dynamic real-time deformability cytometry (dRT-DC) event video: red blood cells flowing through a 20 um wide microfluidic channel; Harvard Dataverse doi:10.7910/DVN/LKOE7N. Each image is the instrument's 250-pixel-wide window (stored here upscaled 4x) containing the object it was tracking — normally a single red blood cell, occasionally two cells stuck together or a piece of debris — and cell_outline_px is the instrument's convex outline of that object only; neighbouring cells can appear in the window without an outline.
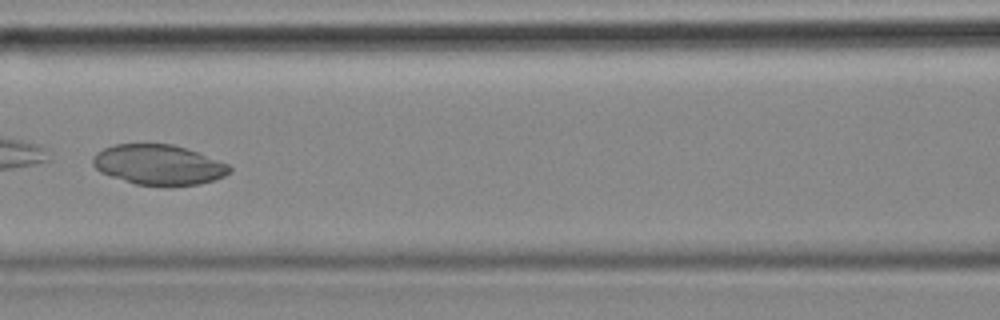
{"species": "common noctule bat (a hibernating species)", "species_latin": "Nyctalus noctula", "temperature_condition": "cold", "stored_images_in_passage": 6, "camera_frame_rate_fps": 3000, "um_per_image_px": 0.085, "animal": {"sex": "female", "body_mass_g": 18.4}, "frame": {"image": 1, "passage_image": 4, "time_ms": 1.0, "image_size_px": [1000, 320], "cell_outline_px": [[232, 172], [224, 176], [200, 184], [168, 188], [164, 188], [136, 184], [100, 172], [92, 164], [92, 160], [96, 152], [104, 148], [116, 144], [172, 144], [196, 152], [228, 164], [232, 168]], "centroid_in_image_um": [13.49, 14.04], "position_along_channel_um": 153.1, "area_um2": 32.25}}
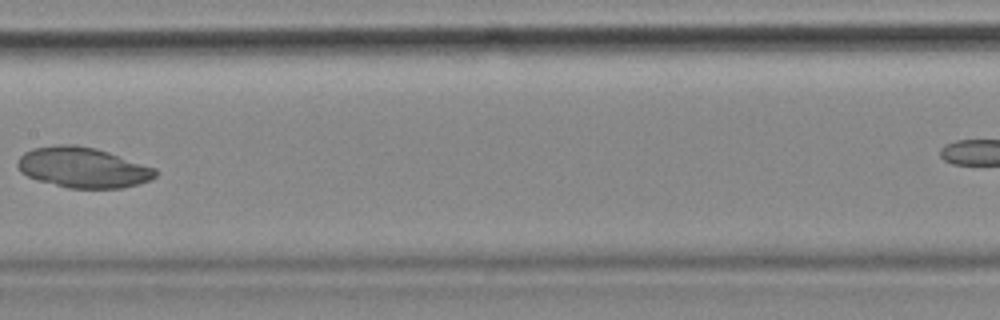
{"frame": {"image": 2, "passage_image": 5, "time_ms": 1.333, "image_size_px": [1000, 320], "cell_outline_px": [[156, 176], [148, 180], [136, 184], [120, 188], [68, 188], [36, 180], [20, 172], [16, 164], [20, 156], [24, 152], [32, 148], [56, 144], [76, 144], [96, 148], [156, 168]], "centroid_in_image_um": [6.99, 14.22], "position_along_channel_um": 200.4, "area_um2": 32.48}}